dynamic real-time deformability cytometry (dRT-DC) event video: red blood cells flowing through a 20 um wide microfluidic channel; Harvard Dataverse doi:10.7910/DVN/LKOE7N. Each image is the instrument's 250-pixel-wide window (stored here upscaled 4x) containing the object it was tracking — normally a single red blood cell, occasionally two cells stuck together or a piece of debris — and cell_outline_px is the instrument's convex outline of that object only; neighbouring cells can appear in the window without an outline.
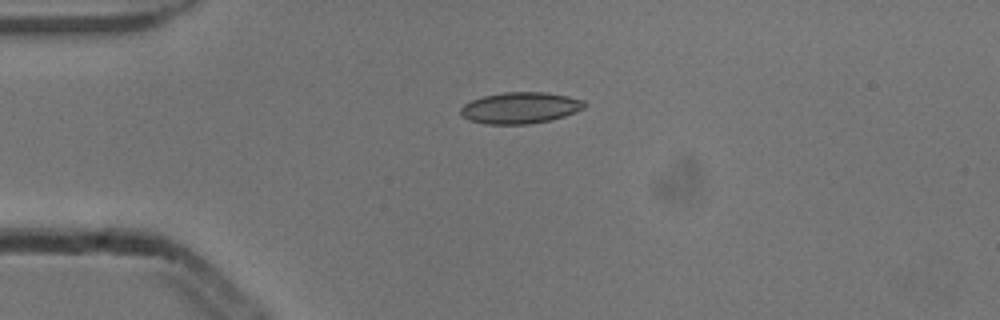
{"species": "common noctule bat (a hibernating species)", "species_latin": "Nyctalus noctula", "temperature_condition": "cold", "stored_images_in_passage": 42, "camera_frame_rate_fps": 3000, "um_per_image_px": 0.085, "animal": {"sex": "male", "body_mass_g": 13.3}, "frame": {"image": 1, "passage_image": 1, "time_ms": 0.0, "image_size_px": [1000, 320], "cell_outline_px": [[584, 108], [576, 112], [564, 116], [548, 120], [528, 124], [484, 124], [468, 120], [460, 112], [460, 108], [464, 104], [472, 100], [484, 96], [504, 92], [544, 92], [568, 96], [584, 100]], "centroid_in_image_um": [44.2, 9.17], "position_along_channel_um": 40.8, "area_um2": 22.48}}
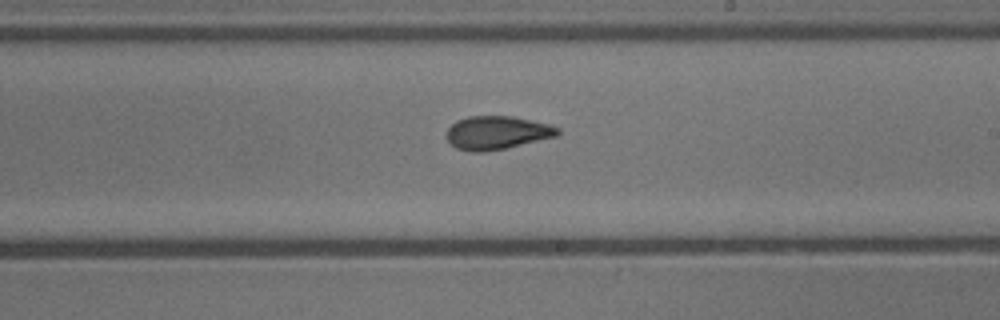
{"frame": {"image": 2, "passage_image": 19, "time_ms": 6.0, "image_size_px": [1000, 320], "cell_outline_px": [[560, 136], [504, 148], [484, 152], [472, 152], [456, 148], [448, 140], [448, 128], [456, 120], [468, 116], [512, 116], [552, 124], [560, 128]], "centroid_in_image_um": [42.3, 11.27], "position_along_channel_um": 246.7, "area_um2": 21.73}}
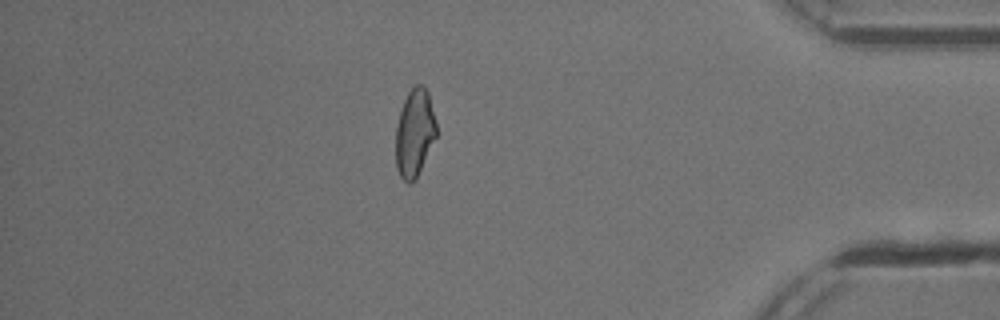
{"frame": {"image": 3, "passage_image": 34, "time_ms": 11.0, "image_size_px": [1000, 320], "cell_outline_px": [[436, 136], [416, 180], [408, 184], [400, 176], [396, 168], [396, 128], [400, 112], [404, 100], [408, 92], [416, 84], [420, 84], [428, 92], [436, 124]], "centroid_in_image_um": [35.23, 11.33], "position_along_channel_um": 400.0, "area_um2": 20.58}}